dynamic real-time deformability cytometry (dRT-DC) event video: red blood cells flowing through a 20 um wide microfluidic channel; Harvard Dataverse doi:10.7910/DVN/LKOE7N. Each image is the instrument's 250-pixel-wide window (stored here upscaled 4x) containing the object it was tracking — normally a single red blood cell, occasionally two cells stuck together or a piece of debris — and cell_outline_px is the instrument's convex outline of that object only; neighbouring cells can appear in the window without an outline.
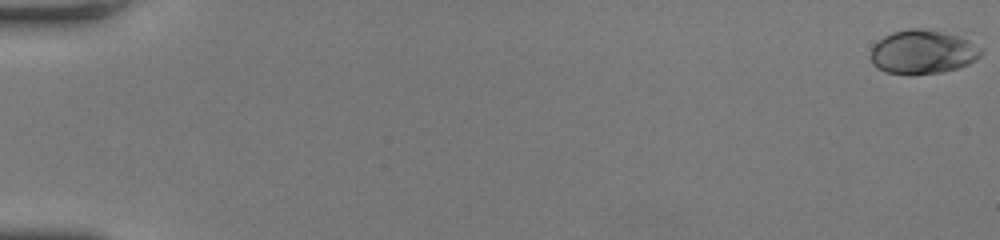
{"species": "human", "species_latin": "Homo sapiens", "temperature_condition": "room temperature", "stored_images_in_passage": 57, "camera_frame_rate_fps": 3000, "um_per_image_px": 0.085, "donor": {"sex": "female"}, "frame": {"image": 1, "passage_image": 1, "time_ms": 0.0, "image_size_px": [1000, 240], "cell_outline_px": [[984, 48], [980, 56], [976, 60], [960, 68], [944, 72], [908, 76], [884, 72], [876, 68], [872, 64], [872, 48], [884, 36], [892, 32], [912, 28], [924, 28], [956, 36], [968, 40]], "centroid_in_image_um": [78.44, 4.46], "position_along_channel_um": 6.6, "area_um2": 28.55}}
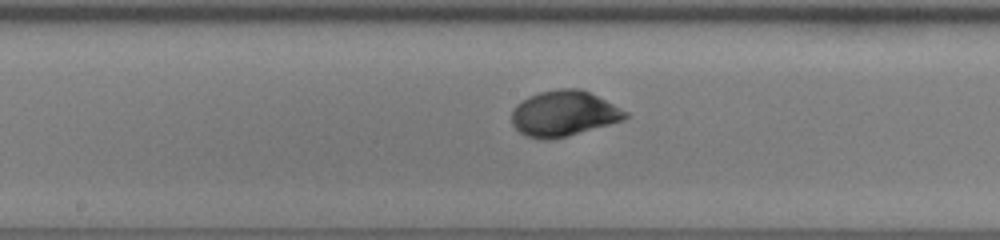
{"frame": {"image": 2, "passage_image": 32, "time_ms": 10.333, "image_size_px": [1000, 240], "cell_outline_px": [[628, 116], [624, 120], [568, 136], [548, 140], [540, 140], [528, 136], [520, 132], [512, 124], [512, 112], [516, 104], [528, 96], [540, 92], [560, 88], [580, 88], [628, 112]], "centroid_in_image_um": [47.9, 9.66], "position_along_channel_um": 200.3, "area_um2": 30.0}}
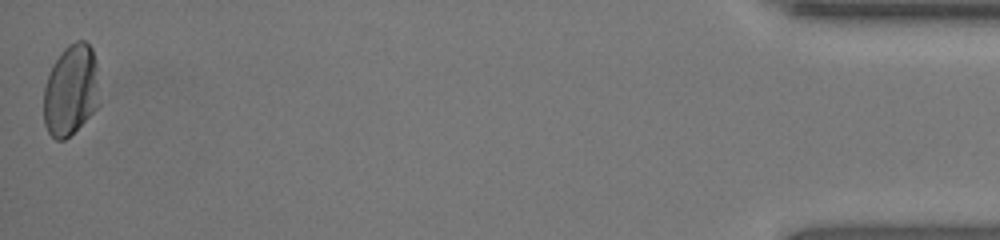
{"frame": {"image": 3, "passage_image": 57, "time_ms": 18.667, "image_size_px": [1000, 240], "cell_outline_px": [[100, 104], [64, 140], [56, 140], [48, 132], [44, 124], [44, 88], [52, 64], [60, 52], [68, 44], [76, 40], [84, 40], [92, 48], [96, 64]], "centroid_in_image_um": [6.01, 7.63], "position_along_channel_um": 429.2, "area_um2": 29.54}, "authors_computed_cell_mechanics": {"area_um2": 28.7266, "velocity_mm_per_s": 3.78, "shape_relaxation_time_tau1_ms": 3.6747, "shape_relaxation_time_tau2_ms": null, "deformation_change_tau1": 0.1399, "deformation_change_tau2": null}}